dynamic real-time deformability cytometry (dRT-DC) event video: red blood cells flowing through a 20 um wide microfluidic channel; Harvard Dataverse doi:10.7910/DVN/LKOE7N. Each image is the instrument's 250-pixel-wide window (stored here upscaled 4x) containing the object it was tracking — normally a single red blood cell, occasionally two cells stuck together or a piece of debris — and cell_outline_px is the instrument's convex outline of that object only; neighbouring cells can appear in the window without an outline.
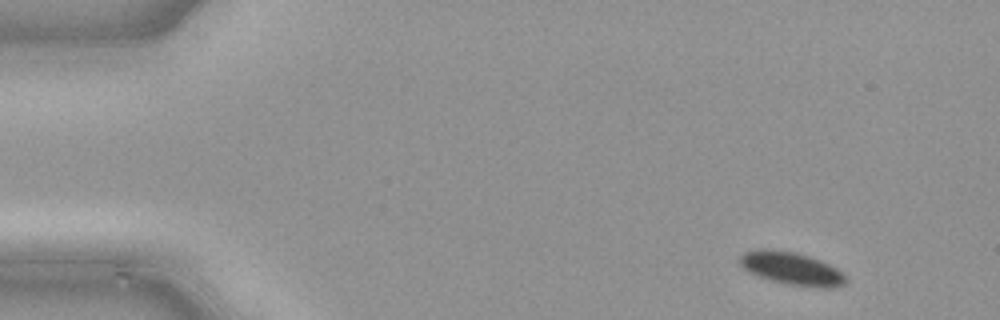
{"species": "common noctule bat (a hibernating species)", "species_latin": "Nyctalus noctula", "temperature_condition": "cold", "stored_images_in_passage": 45, "camera_frame_rate_fps": 3000, "um_per_image_px": 0.085, "animal": {"sex": "male", "body_mass_g": 21.5, "forearm_length_mm": 52.0}, "frame": {"image": 1, "passage_image": 1, "time_ms": 0.0, "image_size_px": [1000, 320], "cell_outline_px": [[844, 284], [832, 288], [824, 288], [788, 284], [772, 280], [760, 276], [744, 268], [740, 264], [740, 256], [744, 252], [764, 248], [792, 252], [808, 256], [820, 260], [836, 268], [844, 276]], "centroid_in_image_um": [67.28, 22.82], "position_along_channel_um": 17.7, "area_um2": 19.65}}
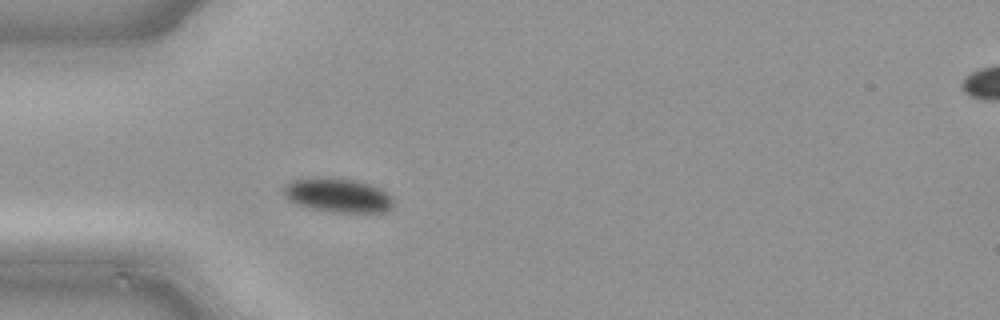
{"frame": {"image": 2, "passage_image": 11, "time_ms": 3.333, "image_size_px": [1000, 320], "cell_outline_px": [[392, 204], [384, 212], [332, 212], [308, 208], [296, 204], [288, 200], [284, 196], [284, 184], [292, 180], [356, 180], [380, 188], [392, 196]], "centroid_in_image_um": [28.71, 16.65], "position_along_channel_um": 56.3, "area_um2": 21.04}}
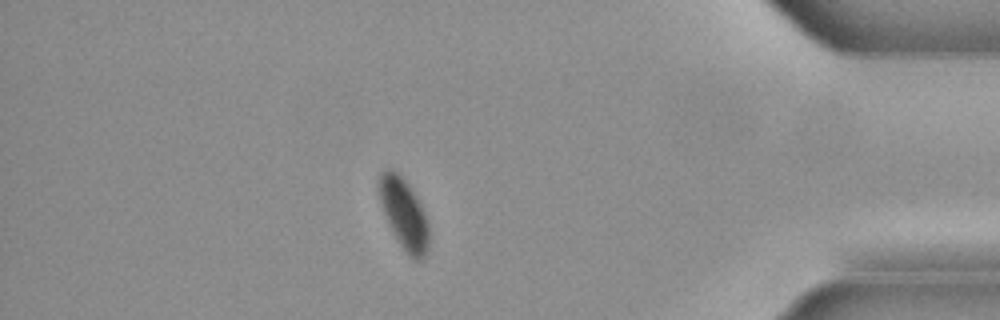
{"frame": {"image": 3, "passage_image": 39, "time_ms": 12.667, "image_size_px": [1000, 320], "cell_outline_px": [[428, 248], [424, 256], [420, 260], [412, 260], [408, 256], [392, 232], [388, 224], [376, 188], [380, 172], [384, 168], [392, 168], [408, 184], [416, 196], [424, 212], [428, 224]], "centroid_in_image_um": [34.3, 18.15], "position_along_channel_um": 400.9, "area_um2": 20.63}}